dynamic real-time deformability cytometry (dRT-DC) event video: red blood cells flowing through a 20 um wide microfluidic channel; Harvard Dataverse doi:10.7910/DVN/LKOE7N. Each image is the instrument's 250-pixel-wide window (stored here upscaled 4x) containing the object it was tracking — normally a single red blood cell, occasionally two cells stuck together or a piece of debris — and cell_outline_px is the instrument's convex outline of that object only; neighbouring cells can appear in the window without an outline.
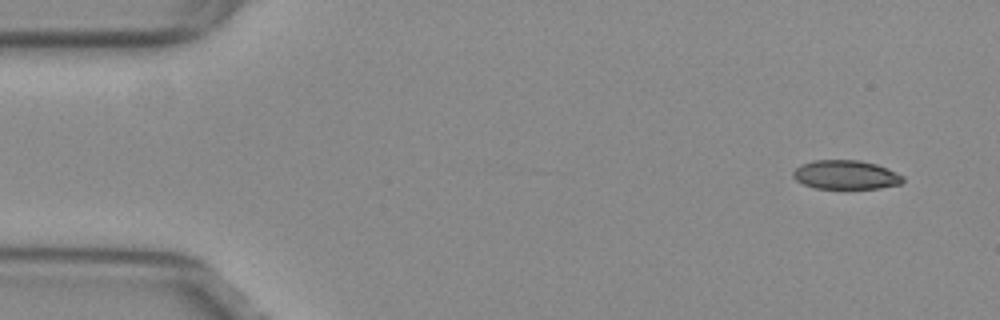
{"species": "common noctule bat (a hibernating species)", "species_latin": "Nyctalus noctula", "temperature_condition": "warm", "stored_images_in_passage": 51, "camera_frame_rate_fps": 3000, "um_per_image_px": 0.085, "animal": {"sex": "female", "body_mass_g": 29.2, "forearm_length_mm": 56.3}, "frame": {"image": 1, "passage_image": 1, "time_ms": 0.0, "image_size_px": [1000, 320], "cell_outline_px": [[904, 180], [900, 184], [880, 188], [816, 188], [804, 184], [796, 180], [792, 176], [792, 172], [800, 164], [812, 160], [860, 160], [876, 164], [888, 168], [904, 176]], "centroid_in_image_um": [71.89, 14.84], "position_along_channel_um": 13.1, "area_um2": 18.61}}
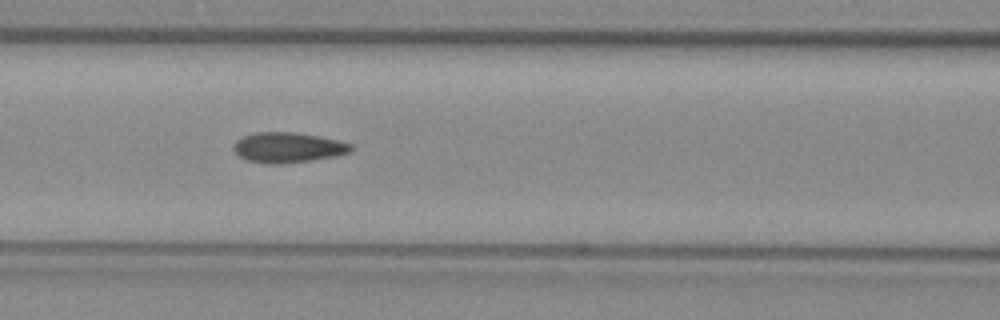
{"frame": {"image": 2, "passage_image": 20, "time_ms": 6.333, "image_size_px": [1000, 320], "cell_outline_px": [[352, 152], [336, 156], [312, 160], [280, 164], [268, 164], [244, 160], [232, 148], [232, 144], [240, 136], [256, 132], [296, 132], [320, 136], [352, 144]], "centroid_in_image_um": [24.44, 12.53], "position_along_channel_um": 142.2, "area_um2": 20.98}}
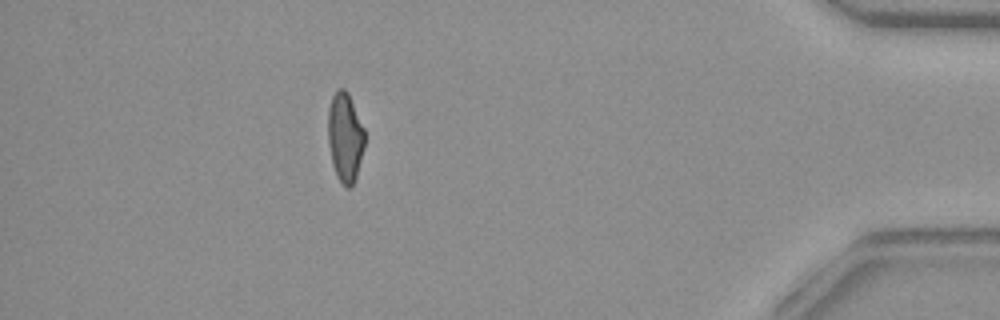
{"frame": {"image": 3, "passage_image": 45, "time_ms": 14.667, "image_size_px": [1000, 320], "cell_outline_px": [[364, 148], [356, 176], [352, 184], [348, 188], [344, 188], [336, 176], [332, 164], [328, 140], [328, 108], [332, 96], [336, 88], [344, 88], [348, 92], [364, 128]], "centroid_in_image_um": [29.31, 11.65], "position_along_channel_um": 405.9, "area_um2": 19.19}, "authors_computed_cell_mechanics": {"area_um2": 19.9988, "velocity_mm_per_s": 3.8422, "shape_relaxation_time_tau1_ms": null, "shape_relaxation_time_tau2_ms": 1.8442, "deformation_change_tau1": null, "deformation_change_tau2": 0.0621}}